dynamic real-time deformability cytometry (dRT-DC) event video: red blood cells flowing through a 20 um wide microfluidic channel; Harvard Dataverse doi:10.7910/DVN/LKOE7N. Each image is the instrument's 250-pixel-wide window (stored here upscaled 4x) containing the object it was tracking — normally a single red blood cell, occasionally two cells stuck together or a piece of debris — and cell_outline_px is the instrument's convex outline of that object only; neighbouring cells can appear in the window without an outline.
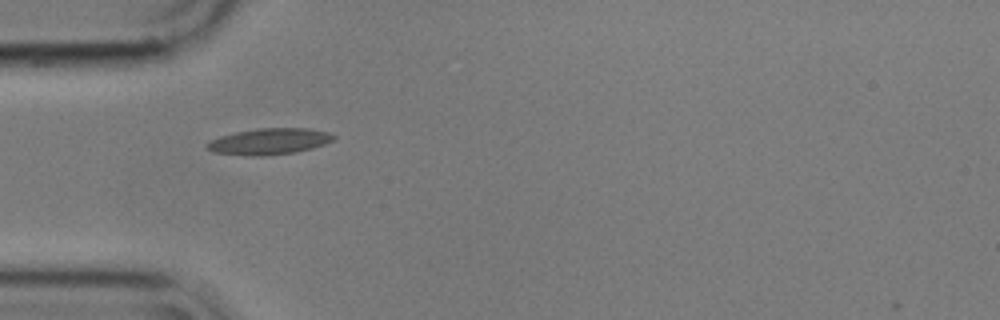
{"species": "common noctule bat (a hibernating species)", "species_latin": "Nyctalus noctula", "temperature_condition": "cold", "stored_images_in_passage": 18, "camera_frame_rate_fps": 3000, "um_per_image_px": 0.085, "animal": {"sex": "male", "body_mass_g": 17.9}, "frame": {"image": 1, "passage_image": 1, "time_ms": 0.0, "image_size_px": [1000, 320], "cell_outline_px": [[336, 136], [332, 140], [324, 144], [312, 148], [296, 152], [264, 156], [248, 156], [212, 152], [204, 144], [208, 140], [220, 136], [236, 132], [256, 128], [308, 128], [328, 132]], "centroid_in_image_um": [22.84, 12.02], "position_along_channel_um": 62.2, "area_um2": 19.48}}
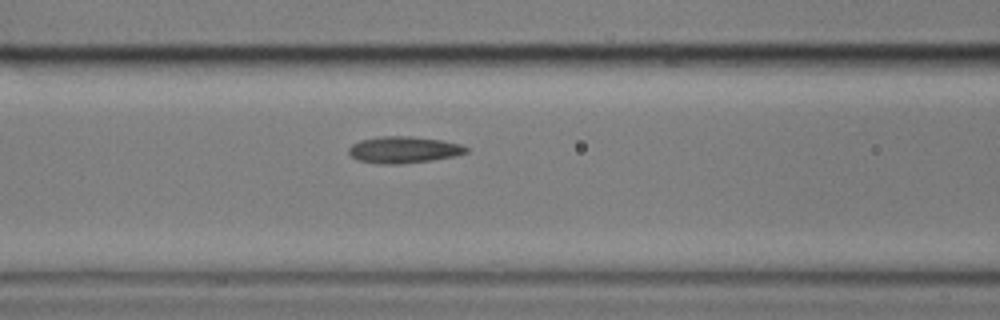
{"frame": {"image": 2, "passage_image": 7, "time_ms": 2.0, "image_size_px": [1000, 320], "cell_outline_px": [[468, 152], [456, 156], [432, 160], [400, 164], [380, 164], [356, 160], [348, 152], [348, 148], [352, 144], [360, 140], [380, 136], [408, 136], [440, 140], [460, 144], [468, 148]], "centroid_in_image_um": [34.29, 12.73], "position_along_channel_um": 132.3, "area_um2": 18.26}}
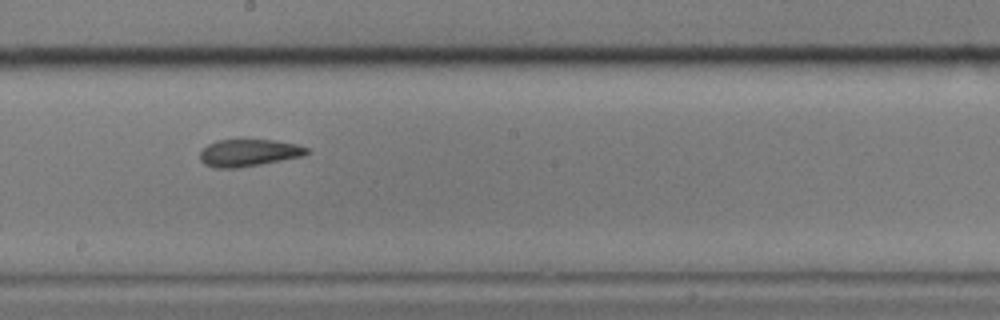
{"frame": {"image": 3, "passage_image": 15, "time_ms": 4.667, "image_size_px": [1000, 320], "cell_outline_px": [[312, 152], [304, 156], [240, 168], [216, 168], [204, 164], [200, 160], [200, 152], [208, 144], [216, 140], [240, 136], [276, 140], [296, 144], [308, 148]], "centroid_in_image_um": [21.15, 12.93], "position_along_channel_um": 227.1, "area_um2": 17.92}}